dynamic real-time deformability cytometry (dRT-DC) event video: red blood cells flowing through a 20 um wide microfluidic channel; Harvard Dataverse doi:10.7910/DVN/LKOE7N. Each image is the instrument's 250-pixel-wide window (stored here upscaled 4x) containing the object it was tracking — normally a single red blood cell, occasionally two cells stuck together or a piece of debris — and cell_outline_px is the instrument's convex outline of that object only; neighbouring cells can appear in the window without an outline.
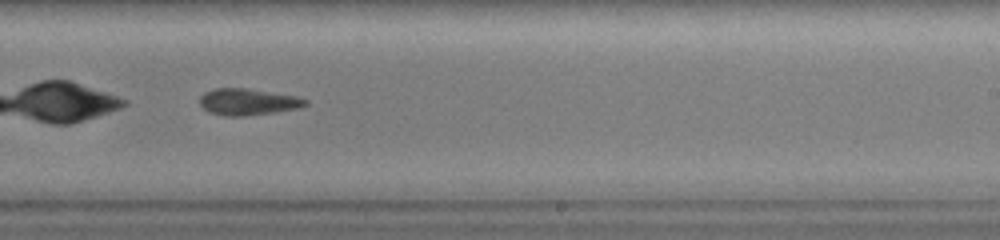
{"species": "common noctule bat (a hibernating species)", "species_latin": "Nyctalus noctula", "temperature_condition": "warm", "stored_images_in_passage": 40, "camera_frame_rate_fps": 3000, "um_per_image_px": 0.085, "animal": {"sex": "female", "body_mass_g": 19.0, "forearm_length_mm": 51.5}, "frame": {"image": 1, "passage_image": 28, "time_ms": 9.0, "image_size_px": [1000, 240], "cell_outline_px": [[308, 104], [296, 108], [276, 112], [244, 116], [224, 116], [208, 112], [200, 104], [200, 96], [204, 92], [216, 88], [244, 88], [296, 96], [308, 100]], "centroid_in_image_um": [21.04, 8.66], "position_along_channel_um": 268.0, "area_um2": 16.24}}
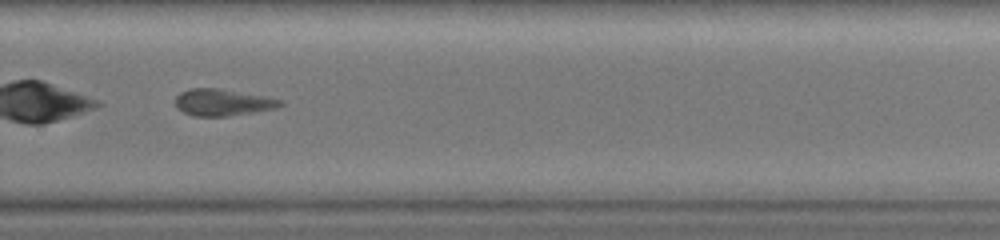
{"frame": {"image": 2, "passage_image": 31, "time_ms": 10.0, "image_size_px": [1000, 240], "cell_outline_px": [[284, 104], [276, 108], [256, 112], [228, 116], [192, 116], [176, 108], [176, 96], [180, 92], [192, 88], [216, 88], [264, 96], [280, 100]], "centroid_in_image_um": [18.9, 8.71], "position_along_channel_um": 310.9, "area_um2": 16.24}}
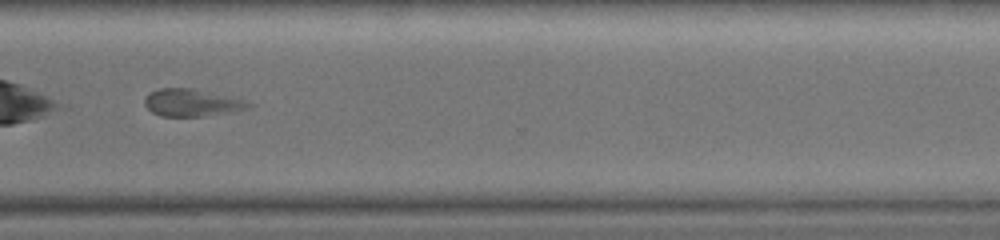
{"frame": {"image": 3, "passage_image": 34, "time_ms": 11.0, "image_size_px": [1000, 240], "cell_outline_px": [[252, 108], [200, 116], [160, 116], [152, 112], [144, 104], [144, 100], [152, 92], [160, 88], [192, 88], [244, 100], [252, 104]], "centroid_in_image_um": [16.28, 8.73], "position_along_channel_um": 354.3, "area_um2": 16.13}}